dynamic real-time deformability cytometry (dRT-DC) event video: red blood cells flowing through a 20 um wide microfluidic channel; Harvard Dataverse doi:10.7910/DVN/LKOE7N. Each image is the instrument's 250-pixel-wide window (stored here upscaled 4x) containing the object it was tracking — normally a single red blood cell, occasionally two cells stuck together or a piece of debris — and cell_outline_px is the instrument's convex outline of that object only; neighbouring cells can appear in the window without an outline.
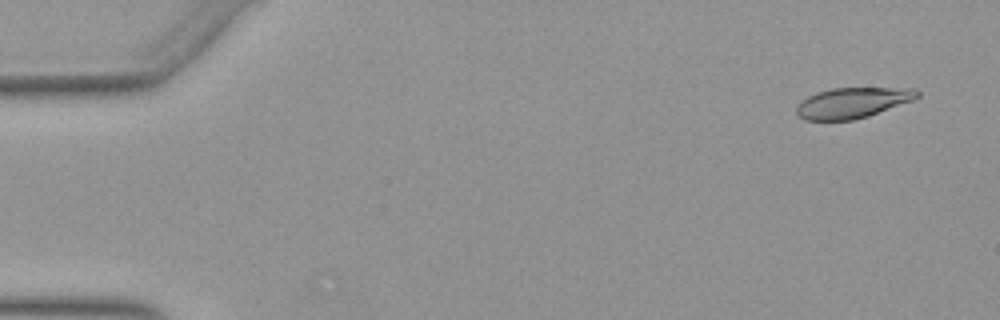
{"species": "Egyptian fruit bat (a non-hibernating species)", "species_latin": "Rousettus aegyptiacus", "temperature_condition": "warm", "stored_images_in_passage": 46, "camera_frame_rate_fps": 3000, "um_per_image_px": 0.085, "animal": {"sex": "female"}, "frame": {"image": 1, "passage_image": 3, "time_ms": 0.667, "image_size_px": [1000, 320], "cell_outline_px": [[920, 96], [912, 100], [868, 116], [852, 120], [804, 120], [796, 116], [796, 104], [800, 100], [816, 92], [832, 88], [916, 88], [920, 92]], "centroid_in_image_um": [72.41, 8.73], "position_along_channel_um": 12.6, "area_um2": 21.62}}
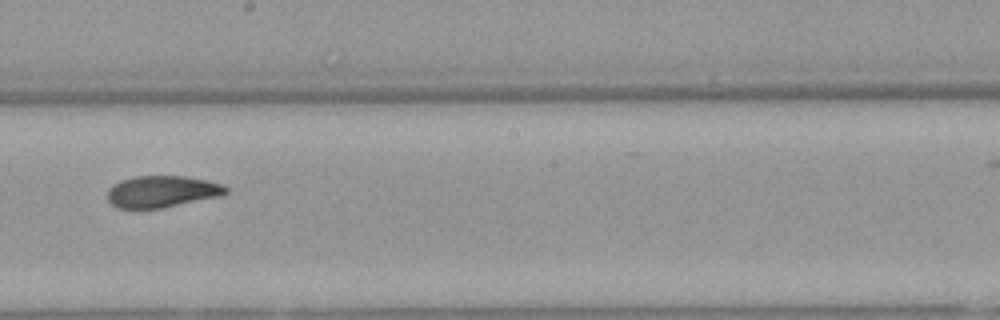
{"frame": {"image": 2, "passage_image": 30, "time_ms": 9.667, "image_size_px": [1000, 320], "cell_outline_px": [[228, 192], [220, 196], [160, 208], [116, 208], [108, 200], [108, 188], [112, 184], [120, 180], [136, 176], [184, 176], [208, 180], [220, 184], [228, 188]], "centroid_in_image_um": [13.74, 16.27], "position_along_channel_um": 234.5, "area_um2": 21.79}}
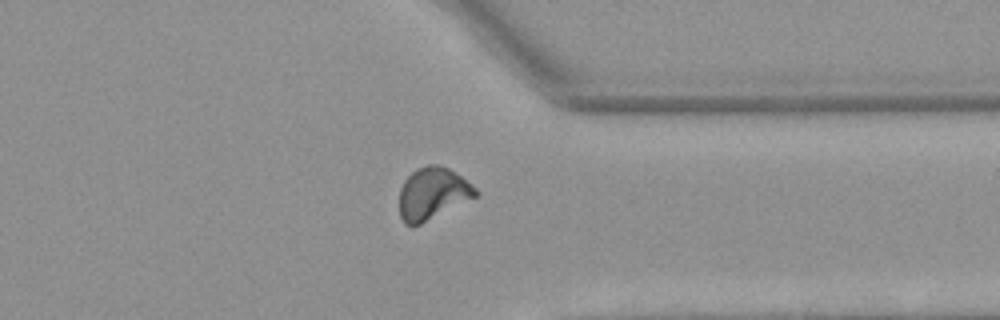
{"frame": {"image": 3, "passage_image": 41, "time_ms": 13.333, "image_size_px": [1000, 320], "cell_outline_px": [[480, 192], [476, 196], [412, 228], [404, 224], [400, 216], [400, 188], [404, 180], [416, 168], [428, 164], [436, 164], [448, 168], [460, 176], [476, 188]], "centroid_in_image_um": [36.73, 16.45], "position_along_channel_um": 374.7, "area_um2": 22.95}}